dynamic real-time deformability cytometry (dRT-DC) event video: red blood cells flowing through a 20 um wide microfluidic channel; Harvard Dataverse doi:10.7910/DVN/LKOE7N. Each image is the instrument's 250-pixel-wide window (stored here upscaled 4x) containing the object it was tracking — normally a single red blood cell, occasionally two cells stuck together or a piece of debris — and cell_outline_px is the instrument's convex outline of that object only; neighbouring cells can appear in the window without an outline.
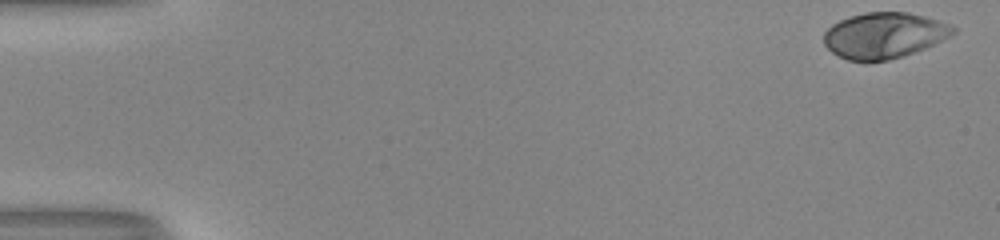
{"species": "human", "species_latin": "Homo sapiens", "temperature_condition": "room temperature", "stored_images_in_passage": 45, "camera_frame_rate_fps": 3000, "um_per_image_px": 0.085, "donor": {"sex": "male"}, "frame": {"image": 1, "passage_image": 1, "time_ms": 0.0, "image_size_px": [1000, 240], "cell_outline_px": [[956, 32], [944, 40], [924, 48], [888, 60], [848, 60], [832, 52], [824, 44], [824, 32], [832, 24], [840, 20], [864, 12], [908, 12], [924, 16], [952, 24], [956, 28]], "centroid_in_image_um": [75.17, 2.98], "position_along_channel_um": 9.8, "area_um2": 34.22}}
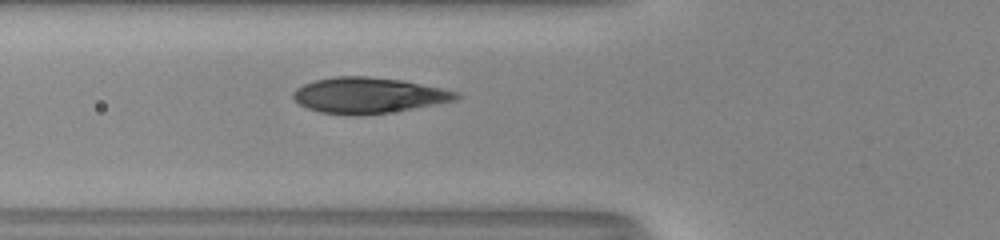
{"frame": {"image": 2, "passage_image": 20, "time_ms": 6.333, "image_size_px": [1000, 240], "cell_outline_px": [[460, 96], [456, 100], [412, 108], [364, 116], [352, 116], [320, 112], [308, 108], [300, 104], [292, 96], [292, 92], [296, 88], [304, 84], [316, 80], [332, 76], [368, 76], [400, 80], [444, 88], [460, 92]], "centroid_in_image_um": [31.3, 8.1], "position_along_channel_um": 94.5, "area_um2": 33.99}}
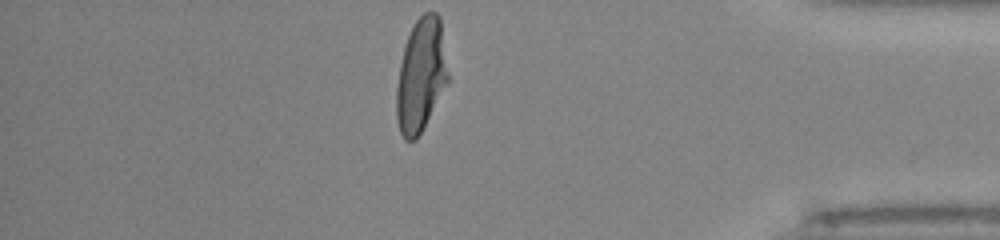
{"frame": {"image": 3, "passage_image": 45, "time_ms": 14.667, "image_size_px": [1000, 240], "cell_outline_px": [[448, 80], [416, 140], [404, 140], [400, 132], [396, 120], [396, 88], [400, 64], [404, 48], [408, 36], [416, 20], [424, 12], [436, 12], [440, 16], [448, 76]], "centroid_in_image_um": [35.75, 6.39], "position_along_channel_um": 399.4, "area_um2": 33.47}, "authors_computed_cell_mechanics": {"area_um2": 34.391, "velocity_mm_per_s": 4.0586, "shape_relaxation_time_tau1_ms": 5.7855, "shape_relaxation_time_tau2_ms": null, "deformation_change_tau1": 0.2854, "deformation_change_tau2": null}}